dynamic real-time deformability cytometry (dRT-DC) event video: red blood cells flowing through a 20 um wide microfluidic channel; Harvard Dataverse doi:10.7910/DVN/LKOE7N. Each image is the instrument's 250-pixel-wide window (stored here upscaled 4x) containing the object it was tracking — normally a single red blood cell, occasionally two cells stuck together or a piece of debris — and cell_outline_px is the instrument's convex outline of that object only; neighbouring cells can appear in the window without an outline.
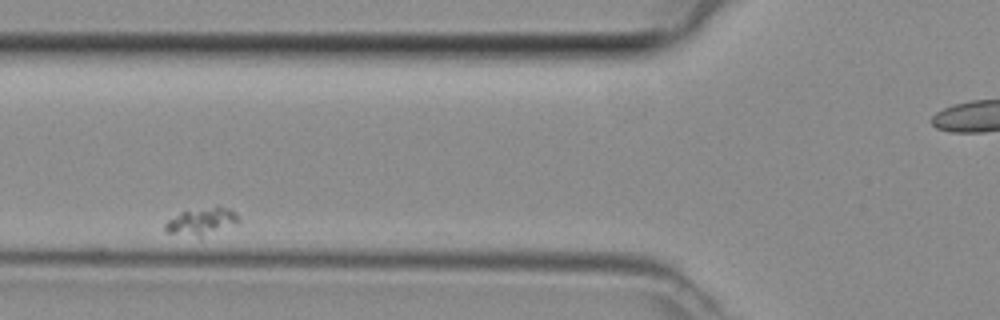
{"species": "common noctule bat (a hibernating species)", "species_latin": "Nyctalus noctula", "temperature_condition": "room temperature", "stored_images_in_passage": 5, "segment_of_instrument_passage": [2, 3], "camera_frame_rate_fps": 3000, "um_per_image_px": 0.085, "animal": {"sex": "female", "body_mass_g": 29.2, "forearm_length_mm": 56.3}, "frame": {"image": 1, "passage_image": 4, "time_ms": 1.0, "image_size_px": [1000, 320], "cell_outline_px": [[240, 220], [236, 224], [200, 236], [164, 232], [164, 224], [168, 220], [180, 212], [212, 208], [228, 208], [236, 212]], "centroid_in_image_um": [17.11, 18.82], "position_along_channel_um": 108.7, "area_um2": 10.98}}